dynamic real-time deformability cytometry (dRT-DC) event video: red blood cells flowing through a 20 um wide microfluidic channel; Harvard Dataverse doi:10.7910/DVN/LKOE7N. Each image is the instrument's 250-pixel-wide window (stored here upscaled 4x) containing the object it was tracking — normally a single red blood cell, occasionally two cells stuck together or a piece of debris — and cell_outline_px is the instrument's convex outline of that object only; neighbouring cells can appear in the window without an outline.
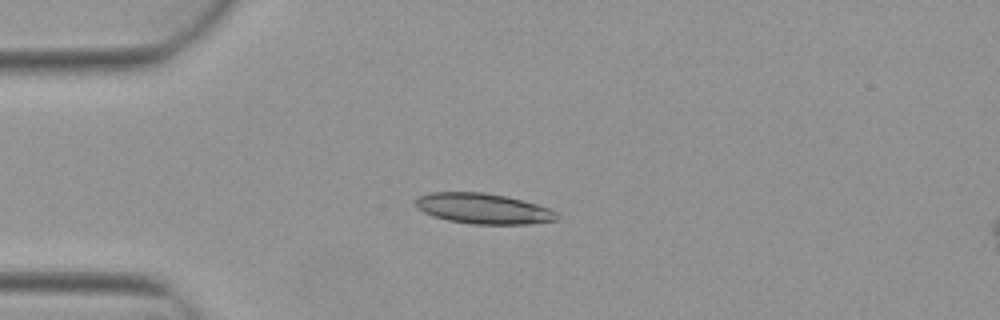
{"species": "Egyptian fruit bat (a non-hibernating species)", "species_latin": "Rousettus aegyptiacus", "temperature_condition": "warm", "stored_images_in_passage": 5, "camera_frame_rate_fps": 3000, "um_per_image_px": 0.085, "animal": {"sex": "female"}, "frame": {"image": 1, "passage_image": 3, "time_ms": 0.667, "image_size_px": [1000, 320], "cell_outline_px": [[560, 220], [528, 224], [472, 224], [448, 220], [432, 216], [424, 212], [416, 204], [416, 196], [432, 192], [484, 192], [508, 196], [536, 204], [548, 208], [556, 212], [560, 216]], "centroid_in_image_um": [41.11, 17.73], "position_along_channel_um": 43.9, "area_um2": 25.2}}
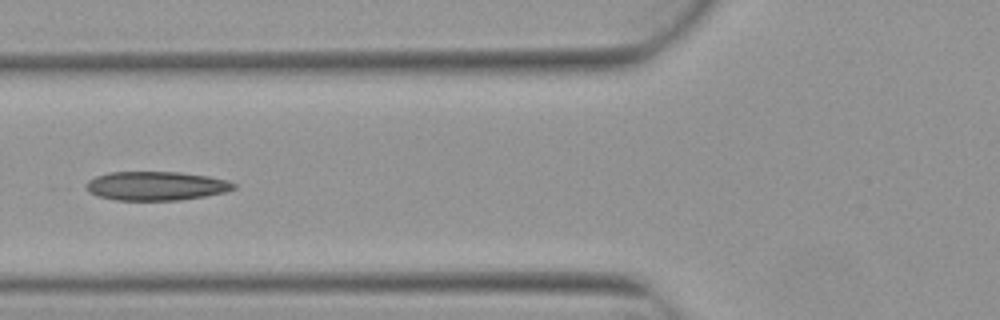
{"frame": {"image": 2, "passage_image": 5, "time_ms": 1.333, "image_size_px": [1000, 320], "cell_outline_px": [[236, 188], [224, 192], [204, 196], [180, 200], [116, 200], [96, 196], [80, 188], [88, 180], [96, 176], [108, 172], [180, 172], [208, 176], [228, 180], [236, 184]], "centroid_in_image_um": [13.19, 15.8], "position_along_channel_um": 112.6, "area_um2": 25.2}}